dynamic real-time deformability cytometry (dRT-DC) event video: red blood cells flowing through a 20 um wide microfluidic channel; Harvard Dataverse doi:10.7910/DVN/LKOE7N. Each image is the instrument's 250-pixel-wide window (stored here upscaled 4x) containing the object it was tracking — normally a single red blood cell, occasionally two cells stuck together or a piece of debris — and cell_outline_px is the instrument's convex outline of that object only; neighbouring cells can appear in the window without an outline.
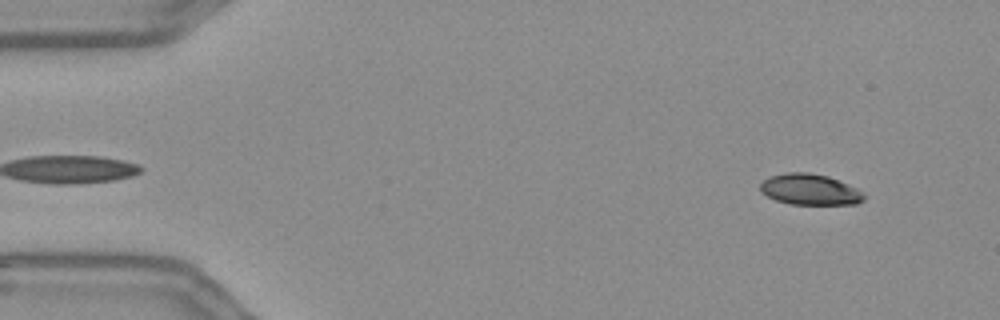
{"species": "Egyptian fruit bat (a non-hibernating species)", "species_latin": "Rousettus aegyptiacus", "temperature_condition": "warm", "stored_images_in_passage": 55, "camera_frame_rate_fps": 3000, "um_per_image_px": 0.085, "frame": {"image": 1, "passage_image": 4, "time_ms": 1.0, "image_size_px": [1000, 320], "cell_outline_px": [[864, 200], [856, 204], [788, 204], [776, 200], [760, 192], [760, 184], [768, 176], [788, 172], [808, 172], [828, 176], [848, 184], [864, 192]], "centroid_in_image_um": [68.83, 16.1], "position_along_channel_um": 16.2, "area_um2": 18.79}}
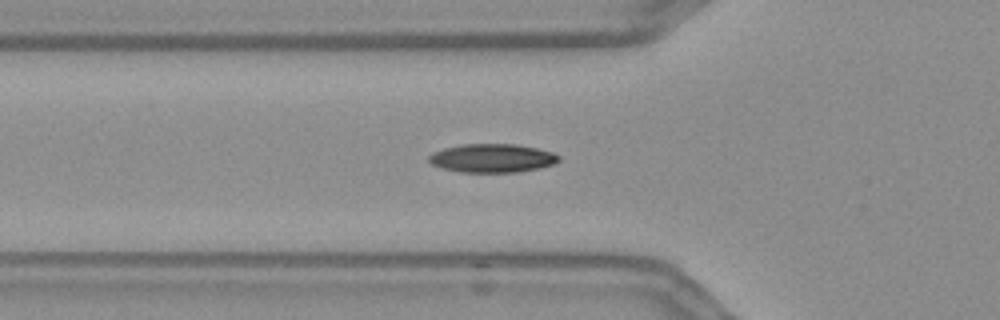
{"frame": {"image": 2, "passage_image": 18, "time_ms": 5.667, "image_size_px": [1000, 320], "cell_outline_px": [[560, 160], [552, 164], [540, 168], [520, 172], [460, 172], [444, 168], [432, 164], [428, 160], [428, 156], [432, 152], [444, 148], [464, 144], [516, 144], [536, 148], [552, 152], [560, 156]], "centroid_in_image_um": [41.84, 13.44], "position_along_channel_um": 84.0, "area_um2": 21.62}}
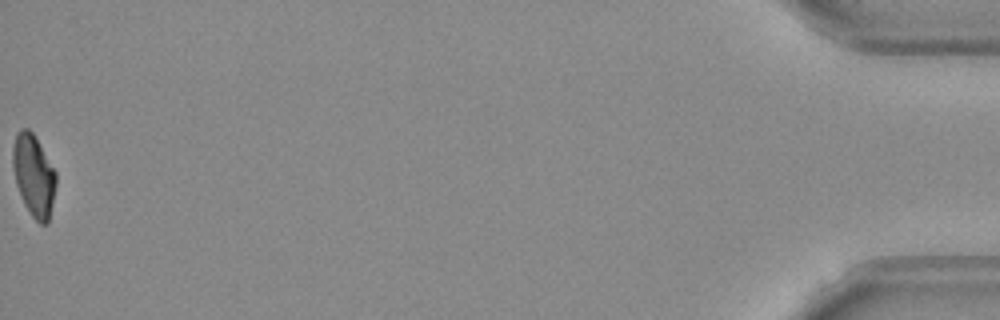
{"frame": {"image": 3, "passage_image": 55, "time_ms": 18.0, "image_size_px": [1000, 320], "cell_outline_px": [[56, 184], [48, 224], [40, 224], [32, 216], [24, 204], [16, 184], [12, 168], [12, 148], [16, 132], [20, 128], [28, 128], [32, 132], [56, 172]], "centroid_in_image_um": [2.84, 14.9], "position_along_channel_um": 432.4, "area_um2": 20.58}, "authors_computed_cell_mechanics": {"area_um2": 20.7502, "velocity_mm_per_s": 3.6568, "shape_relaxation_time_tau1_ms": 11.1742, "shape_relaxation_time_tau2_ms": 3.2875, "deformation_change_tau1": 0.2617, "deformation_change_tau2": 0.0776}}